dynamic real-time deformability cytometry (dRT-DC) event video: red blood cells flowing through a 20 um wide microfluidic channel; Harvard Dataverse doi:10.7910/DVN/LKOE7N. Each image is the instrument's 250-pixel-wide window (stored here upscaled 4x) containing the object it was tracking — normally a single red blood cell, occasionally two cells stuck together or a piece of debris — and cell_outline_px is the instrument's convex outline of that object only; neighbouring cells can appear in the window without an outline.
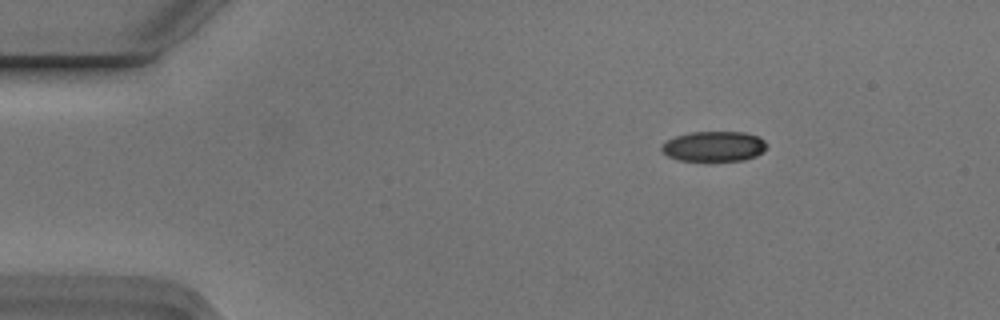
{"species": "Egyptian fruit bat (a non-hibernating species)", "species_latin": "Rousettus aegyptiacus", "temperature_condition": "cold", "stored_images_in_passage": 3, "camera_frame_rate_fps": 3000, "um_per_image_px": 0.085, "animal": {"sex": "male"}, "frame": {"image": 1, "passage_image": 1, "time_ms": 0.0, "image_size_px": [1000, 320], "cell_outline_px": [[768, 148], [764, 152], [756, 156], [744, 160], [708, 164], [680, 160], [668, 156], [660, 148], [660, 144], [676, 136], [688, 132], [744, 132], [760, 136], [768, 144]], "centroid_in_image_um": [60.72, 12.49], "position_along_channel_um": 24.3, "area_um2": 19.54}}